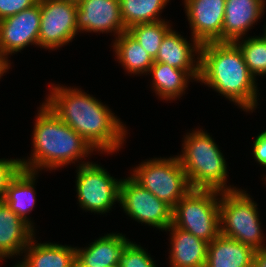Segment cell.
Returning <instances> with one entry per match:
<instances>
[{"label": "cell", "instance_id": "obj_1", "mask_svg": "<svg viewBox=\"0 0 266 267\" xmlns=\"http://www.w3.org/2000/svg\"><path fill=\"white\" fill-rule=\"evenodd\" d=\"M50 89L44 103L93 150L110 154L122 147L127 129L108 106L82 92L81 88H64L58 84L51 85Z\"/></svg>", "mask_w": 266, "mask_h": 267}, {"label": "cell", "instance_id": "obj_2", "mask_svg": "<svg viewBox=\"0 0 266 267\" xmlns=\"http://www.w3.org/2000/svg\"><path fill=\"white\" fill-rule=\"evenodd\" d=\"M248 112L257 107L256 79L234 42H207L200 47L199 82Z\"/></svg>", "mask_w": 266, "mask_h": 267}, {"label": "cell", "instance_id": "obj_3", "mask_svg": "<svg viewBox=\"0 0 266 267\" xmlns=\"http://www.w3.org/2000/svg\"><path fill=\"white\" fill-rule=\"evenodd\" d=\"M33 129V150L29 159H22L24 170L38 172L61 168L93 152L91 146L74 129L63 122L43 103Z\"/></svg>", "mask_w": 266, "mask_h": 267}, {"label": "cell", "instance_id": "obj_4", "mask_svg": "<svg viewBox=\"0 0 266 267\" xmlns=\"http://www.w3.org/2000/svg\"><path fill=\"white\" fill-rule=\"evenodd\" d=\"M215 140L202 129L187 133L178 159L192 189L226 192L236 190L227 186V164Z\"/></svg>", "mask_w": 266, "mask_h": 267}, {"label": "cell", "instance_id": "obj_5", "mask_svg": "<svg viewBox=\"0 0 266 267\" xmlns=\"http://www.w3.org/2000/svg\"><path fill=\"white\" fill-rule=\"evenodd\" d=\"M220 234L253 248H266L257 211V204L243 190L221 192Z\"/></svg>", "mask_w": 266, "mask_h": 267}, {"label": "cell", "instance_id": "obj_6", "mask_svg": "<svg viewBox=\"0 0 266 267\" xmlns=\"http://www.w3.org/2000/svg\"><path fill=\"white\" fill-rule=\"evenodd\" d=\"M220 194L191 189L174 206L172 224L210 243L220 234Z\"/></svg>", "mask_w": 266, "mask_h": 267}, {"label": "cell", "instance_id": "obj_7", "mask_svg": "<svg viewBox=\"0 0 266 267\" xmlns=\"http://www.w3.org/2000/svg\"><path fill=\"white\" fill-rule=\"evenodd\" d=\"M131 177L172 209L192 188L178 157L154 158L133 169Z\"/></svg>", "mask_w": 266, "mask_h": 267}, {"label": "cell", "instance_id": "obj_8", "mask_svg": "<svg viewBox=\"0 0 266 267\" xmlns=\"http://www.w3.org/2000/svg\"><path fill=\"white\" fill-rule=\"evenodd\" d=\"M76 192L80 207L95 213H108L119 202L121 180H117L102 166L82 162L78 166Z\"/></svg>", "mask_w": 266, "mask_h": 267}, {"label": "cell", "instance_id": "obj_9", "mask_svg": "<svg viewBox=\"0 0 266 267\" xmlns=\"http://www.w3.org/2000/svg\"><path fill=\"white\" fill-rule=\"evenodd\" d=\"M119 203L123 211L137 222L165 230L172 224L173 209L131 176L120 184Z\"/></svg>", "mask_w": 266, "mask_h": 267}, {"label": "cell", "instance_id": "obj_10", "mask_svg": "<svg viewBox=\"0 0 266 267\" xmlns=\"http://www.w3.org/2000/svg\"><path fill=\"white\" fill-rule=\"evenodd\" d=\"M40 48L58 49L71 42L77 31V4L65 0H40Z\"/></svg>", "mask_w": 266, "mask_h": 267}, {"label": "cell", "instance_id": "obj_11", "mask_svg": "<svg viewBox=\"0 0 266 267\" xmlns=\"http://www.w3.org/2000/svg\"><path fill=\"white\" fill-rule=\"evenodd\" d=\"M40 0L16 15L0 20V50L7 56L28 45H39Z\"/></svg>", "mask_w": 266, "mask_h": 267}, {"label": "cell", "instance_id": "obj_12", "mask_svg": "<svg viewBox=\"0 0 266 267\" xmlns=\"http://www.w3.org/2000/svg\"><path fill=\"white\" fill-rule=\"evenodd\" d=\"M191 33L200 44L222 42L226 0H184Z\"/></svg>", "mask_w": 266, "mask_h": 267}, {"label": "cell", "instance_id": "obj_13", "mask_svg": "<svg viewBox=\"0 0 266 267\" xmlns=\"http://www.w3.org/2000/svg\"><path fill=\"white\" fill-rule=\"evenodd\" d=\"M77 31L114 32L118 37L127 31L122 21L119 0H82L77 4Z\"/></svg>", "mask_w": 266, "mask_h": 267}, {"label": "cell", "instance_id": "obj_14", "mask_svg": "<svg viewBox=\"0 0 266 267\" xmlns=\"http://www.w3.org/2000/svg\"><path fill=\"white\" fill-rule=\"evenodd\" d=\"M191 42L193 43H189L171 28L165 34L154 62L166 63L170 67L185 70L193 80L199 81L201 44L193 37Z\"/></svg>", "mask_w": 266, "mask_h": 267}, {"label": "cell", "instance_id": "obj_15", "mask_svg": "<svg viewBox=\"0 0 266 267\" xmlns=\"http://www.w3.org/2000/svg\"><path fill=\"white\" fill-rule=\"evenodd\" d=\"M265 0H226L222 42L241 40L264 12Z\"/></svg>", "mask_w": 266, "mask_h": 267}, {"label": "cell", "instance_id": "obj_16", "mask_svg": "<svg viewBox=\"0 0 266 267\" xmlns=\"http://www.w3.org/2000/svg\"><path fill=\"white\" fill-rule=\"evenodd\" d=\"M34 230L26 221L0 201V261L20 255L34 237Z\"/></svg>", "mask_w": 266, "mask_h": 267}, {"label": "cell", "instance_id": "obj_17", "mask_svg": "<svg viewBox=\"0 0 266 267\" xmlns=\"http://www.w3.org/2000/svg\"><path fill=\"white\" fill-rule=\"evenodd\" d=\"M129 239L121 233H110L100 237L86 248H77L76 265L78 267H111L119 265L122 252Z\"/></svg>", "mask_w": 266, "mask_h": 267}, {"label": "cell", "instance_id": "obj_18", "mask_svg": "<svg viewBox=\"0 0 266 267\" xmlns=\"http://www.w3.org/2000/svg\"><path fill=\"white\" fill-rule=\"evenodd\" d=\"M171 231V267H206L208 242L186 232L173 224Z\"/></svg>", "mask_w": 266, "mask_h": 267}, {"label": "cell", "instance_id": "obj_19", "mask_svg": "<svg viewBox=\"0 0 266 267\" xmlns=\"http://www.w3.org/2000/svg\"><path fill=\"white\" fill-rule=\"evenodd\" d=\"M255 250L219 234L208 243L206 267H253Z\"/></svg>", "mask_w": 266, "mask_h": 267}, {"label": "cell", "instance_id": "obj_20", "mask_svg": "<svg viewBox=\"0 0 266 267\" xmlns=\"http://www.w3.org/2000/svg\"><path fill=\"white\" fill-rule=\"evenodd\" d=\"M33 237L24 249V259L19 267H73L76 265L74 247L57 243H36Z\"/></svg>", "mask_w": 266, "mask_h": 267}, {"label": "cell", "instance_id": "obj_21", "mask_svg": "<svg viewBox=\"0 0 266 267\" xmlns=\"http://www.w3.org/2000/svg\"><path fill=\"white\" fill-rule=\"evenodd\" d=\"M36 175H38L37 172L22 169L9 184L3 198V201L9 208L26 221L33 229V223L27 217V214L32 211L36 201L34 187Z\"/></svg>", "mask_w": 266, "mask_h": 267}, {"label": "cell", "instance_id": "obj_22", "mask_svg": "<svg viewBox=\"0 0 266 267\" xmlns=\"http://www.w3.org/2000/svg\"><path fill=\"white\" fill-rule=\"evenodd\" d=\"M152 74L155 93L163 100H175L185 92L189 79H193L185 70L170 67L166 63L154 62L148 74Z\"/></svg>", "mask_w": 266, "mask_h": 267}, {"label": "cell", "instance_id": "obj_23", "mask_svg": "<svg viewBox=\"0 0 266 267\" xmlns=\"http://www.w3.org/2000/svg\"><path fill=\"white\" fill-rule=\"evenodd\" d=\"M113 43L118 62L131 74H145L154 63L152 56L128 32L121 33Z\"/></svg>", "mask_w": 266, "mask_h": 267}, {"label": "cell", "instance_id": "obj_24", "mask_svg": "<svg viewBox=\"0 0 266 267\" xmlns=\"http://www.w3.org/2000/svg\"><path fill=\"white\" fill-rule=\"evenodd\" d=\"M169 0H119L120 13L127 29L137 24L162 21L159 18L162 9Z\"/></svg>", "mask_w": 266, "mask_h": 267}, {"label": "cell", "instance_id": "obj_25", "mask_svg": "<svg viewBox=\"0 0 266 267\" xmlns=\"http://www.w3.org/2000/svg\"><path fill=\"white\" fill-rule=\"evenodd\" d=\"M168 23L169 21L162 20L154 23L137 24L127 31L155 59L165 34L172 28Z\"/></svg>", "mask_w": 266, "mask_h": 267}, {"label": "cell", "instance_id": "obj_26", "mask_svg": "<svg viewBox=\"0 0 266 267\" xmlns=\"http://www.w3.org/2000/svg\"><path fill=\"white\" fill-rule=\"evenodd\" d=\"M243 54L249 72L256 76L266 75V36L247 37L246 40L234 42Z\"/></svg>", "mask_w": 266, "mask_h": 267}, {"label": "cell", "instance_id": "obj_27", "mask_svg": "<svg viewBox=\"0 0 266 267\" xmlns=\"http://www.w3.org/2000/svg\"><path fill=\"white\" fill-rule=\"evenodd\" d=\"M119 265L120 267H156L148 252L132 241L124 248Z\"/></svg>", "mask_w": 266, "mask_h": 267}, {"label": "cell", "instance_id": "obj_28", "mask_svg": "<svg viewBox=\"0 0 266 267\" xmlns=\"http://www.w3.org/2000/svg\"><path fill=\"white\" fill-rule=\"evenodd\" d=\"M22 169L21 159H0V201L3 200L11 181Z\"/></svg>", "mask_w": 266, "mask_h": 267}, {"label": "cell", "instance_id": "obj_29", "mask_svg": "<svg viewBox=\"0 0 266 267\" xmlns=\"http://www.w3.org/2000/svg\"><path fill=\"white\" fill-rule=\"evenodd\" d=\"M39 0H0V20L32 7Z\"/></svg>", "mask_w": 266, "mask_h": 267}, {"label": "cell", "instance_id": "obj_30", "mask_svg": "<svg viewBox=\"0 0 266 267\" xmlns=\"http://www.w3.org/2000/svg\"><path fill=\"white\" fill-rule=\"evenodd\" d=\"M253 157L260 165L266 167V130L256 136L253 142Z\"/></svg>", "mask_w": 266, "mask_h": 267}, {"label": "cell", "instance_id": "obj_31", "mask_svg": "<svg viewBox=\"0 0 266 267\" xmlns=\"http://www.w3.org/2000/svg\"><path fill=\"white\" fill-rule=\"evenodd\" d=\"M253 267H266V248L255 252Z\"/></svg>", "mask_w": 266, "mask_h": 267}, {"label": "cell", "instance_id": "obj_32", "mask_svg": "<svg viewBox=\"0 0 266 267\" xmlns=\"http://www.w3.org/2000/svg\"><path fill=\"white\" fill-rule=\"evenodd\" d=\"M8 57L0 50V78L10 68Z\"/></svg>", "mask_w": 266, "mask_h": 267}, {"label": "cell", "instance_id": "obj_33", "mask_svg": "<svg viewBox=\"0 0 266 267\" xmlns=\"http://www.w3.org/2000/svg\"><path fill=\"white\" fill-rule=\"evenodd\" d=\"M65 1L73 2V3L79 4L82 0H65Z\"/></svg>", "mask_w": 266, "mask_h": 267}, {"label": "cell", "instance_id": "obj_34", "mask_svg": "<svg viewBox=\"0 0 266 267\" xmlns=\"http://www.w3.org/2000/svg\"><path fill=\"white\" fill-rule=\"evenodd\" d=\"M265 26H266V25H265ZM264 31H265V32H264V35L266 36V27L264 28Z\"/></svg>", "mask_w": 266, "mask_h": 267}]
</instances>
